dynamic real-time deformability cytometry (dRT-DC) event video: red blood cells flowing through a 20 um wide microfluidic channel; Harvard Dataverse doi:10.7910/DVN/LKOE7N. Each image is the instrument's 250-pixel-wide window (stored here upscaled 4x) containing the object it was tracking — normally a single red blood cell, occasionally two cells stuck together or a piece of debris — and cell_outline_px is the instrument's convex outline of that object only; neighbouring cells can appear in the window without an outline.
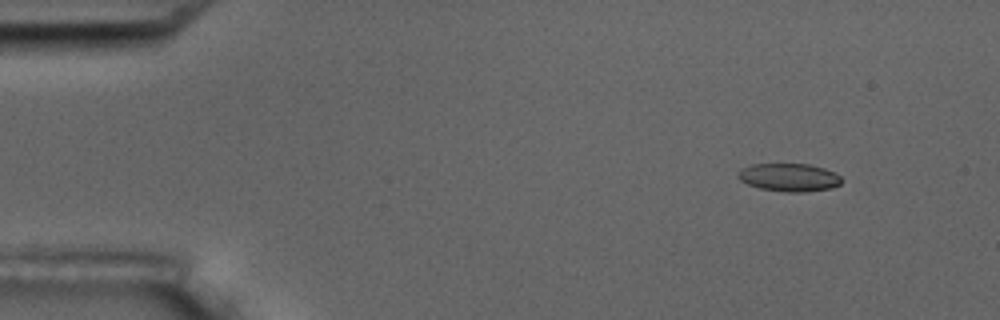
{"species": "common noctule bat (a hibernating species)", "species_latin": "Nyctalus noctula", "temperature_condition": "room temperature", "stored_images_in_passage": 4, "camera_frame_rate_fps": 3000, "um_per_image_px": 0.085, "animal": {"sex": "male", "body_mass_g": 17.5, "forearm_length_mm": 52.3}, "frame": {"image": 1, "passage_image": 1, "time_ms": 0.0, "image_size_px": [1000, 320], "cell_outline_px": [[844, 180], [840, 184], [832, 188], [804, 192], [788, 192], [760, 188], [748, 184], [740, 180], [736, 176], [744, 168], [752, 164], [808, 164], [824, 168], [836, 172]], "centroid_in_image_um": [67.13, 15.08], "position_along_channel_um": 17.9, "area_um2": 16.88}}
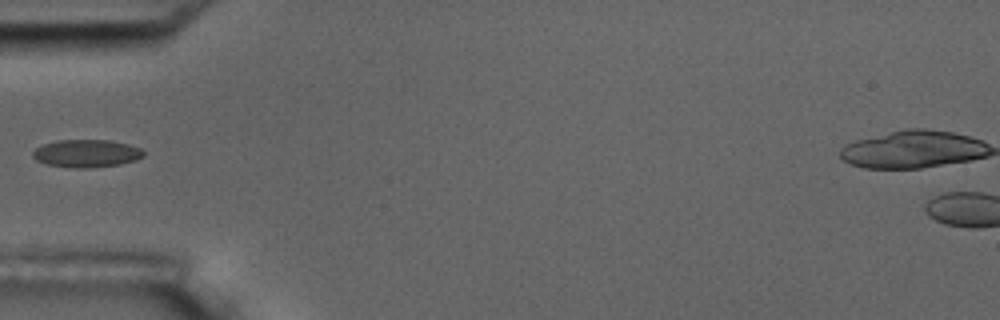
{"frame": {"image": 2, "passage_image": 4, "time_ms": 4.333, "image_size_px": [1000, 320], "cell_outline_px": [[144, 156], [136, 160], [120, 164], [88, 168], [76, 168], [48, 164], [36, 160], [32, 156], [32, 152], [36, 148], [44, 144], [56, 140], [108, 140], [128, 144], [140, 148], [144, 152]], "centroid_in_image_um": [7.35, 13.04], "position_along_channel_um": 77.6, "area_um2": 17.8}}